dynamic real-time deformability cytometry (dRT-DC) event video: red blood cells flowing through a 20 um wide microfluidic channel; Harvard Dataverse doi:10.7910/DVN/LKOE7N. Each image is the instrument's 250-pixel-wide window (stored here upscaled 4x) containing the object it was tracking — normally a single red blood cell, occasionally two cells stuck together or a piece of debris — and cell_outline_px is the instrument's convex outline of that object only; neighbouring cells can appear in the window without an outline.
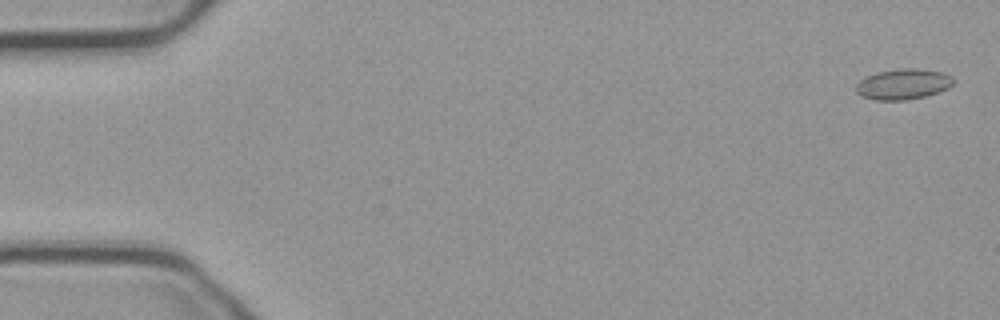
{"species": "common noctule bat (a hibernating species)", "species_latin": "Nyctalus noctula", "temperature_condition": "cold", "stored_images_in_passage": 11, "camera_frame_rate_fps": 3000, "um_per_image_px": 0.085, "animal": {"sex": "male", "body_mass_g": 23.1, "forearm_length_mm": 52.7}, "frame": {"image": 1, "passage_image": 2, "time_ms": 0.333, "image_size_px": [1000, 320], "cell_outline_px": [[956, 80], [948, 88], [924, 96], [904, 100], [876, 100], [860, 96], [856, 92], [856, 84], [860, 80], [876, 72], [904, 68], [916, 68], [944, 72], [952, 76]], "centroid_in_image_um": [76.77, 7.14], "position_along_channel_um": 8.2, "area_um2": 17.34}}